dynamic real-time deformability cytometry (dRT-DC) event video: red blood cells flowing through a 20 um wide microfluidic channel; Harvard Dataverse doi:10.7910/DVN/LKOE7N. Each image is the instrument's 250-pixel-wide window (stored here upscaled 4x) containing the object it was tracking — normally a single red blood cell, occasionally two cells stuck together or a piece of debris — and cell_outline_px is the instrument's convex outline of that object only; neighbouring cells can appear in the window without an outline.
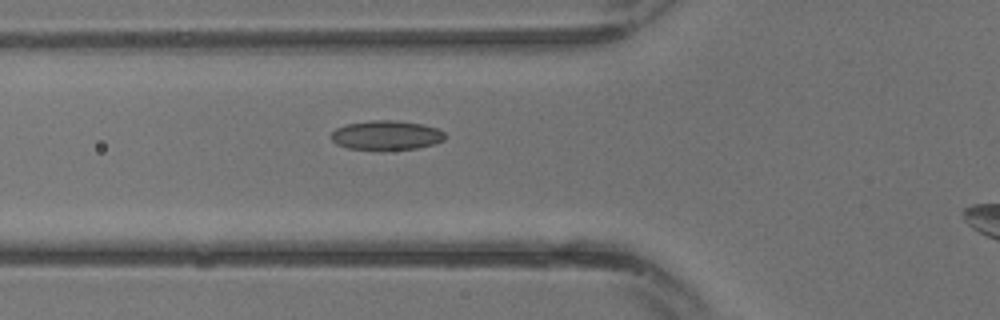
{"species": "common noctule bat (a hibernating species)", "species_latin": "Nyctalus noctula", "temperature_condition": "warm", "stored_images_in_passage": 19, "camera_frame_rate_fps": 3000, "um_per_image_px": 0.085, "animal": {"sex": "male", "body_mass_g": 13.3}, "frame": {"image": 1, "passage_image": 2, "time_ms": 0.333, "image_size_px": [1000, 320], "cell_outline_px": [[448, 136], [444, 140], [436, 144], [416, 148], [384, 152], [380, 152], [348, 148], [336, 144], [332, 140], [332, 132], [336, 128], [344, 124], [372, 120], [392, 120], [424, 124], [436, 128], [444, 132]], "centroid_in_image_um": [32.86, 11.53], "position_along_channel_um": 92.9, "area_um2": 20.23}}
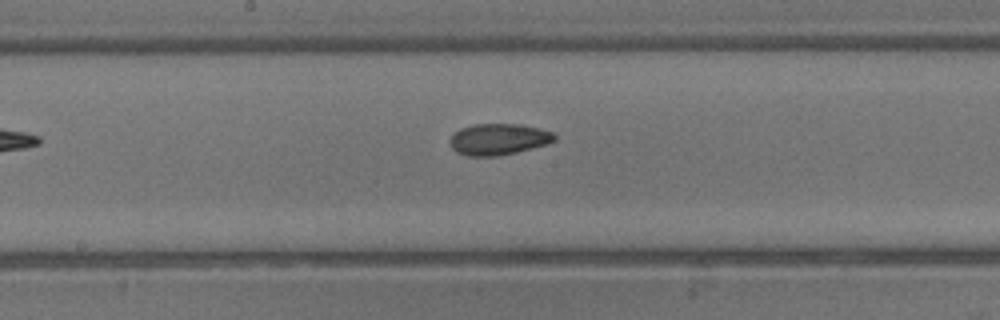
{"frame": {"image": 2, "passage_image": 7, "time_ms": 2.0, "image_size_px": [1000, 320], "cell_outline_px": [[556, 140], [548, 144], [516, 152], [496, 156], [468, 156], [456, 152], [452, 148], [452, 136], [460, 128], [472, 124], [520, 124], [540, 128], [552, 132], [556, 136]], "centroid_in_image_um": [42.41, 11.83], "position_along_channel_um": 205.8, "area_um2": 19.02}}
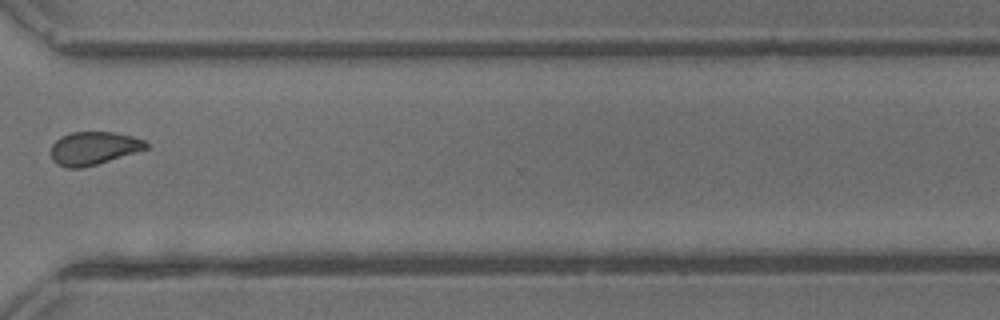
{"frame": {"image": 3, "passage_image": 14, "time_ms": 4.333, "image_size_px": [1000, 320], "cell_outline_px": [[148, 148], [96, 164], [80, 168], [68, 168], [56, 164], [52, 160], [52, 144], [60, 136], [72, 132], [116, 132], [132, 136], [144, 140], [148, 144]], "centroid_in_image_um": [7.94, 12.59], "position_along_channel_um": 362.7, "area_um2": 18.21}}